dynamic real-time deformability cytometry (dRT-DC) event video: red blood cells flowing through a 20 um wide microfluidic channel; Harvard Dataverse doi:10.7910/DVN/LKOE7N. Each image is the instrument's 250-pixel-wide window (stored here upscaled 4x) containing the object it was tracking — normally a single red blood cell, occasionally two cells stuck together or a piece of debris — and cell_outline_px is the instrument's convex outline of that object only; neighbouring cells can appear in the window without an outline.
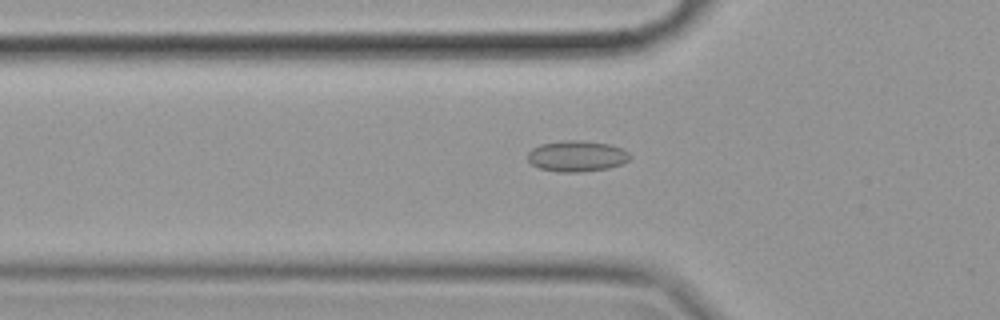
{"species": "common noctule bat (a hibernating species)", "species_latin": "Nyctalus noctula", "temperature_condition": "cold", "stored_images_in_passage": 57, "camera_frame_rate_fps": 3000, "um_per_image_px": 0.085, "animal": {"sex": "female", "body_mass_g": 19.9}, "frame": {"image": 1, "passage_image": 19, "time_ms": 6.0, "image_size_px": [1000, 320], "cell_outline_px": [[632, 156], [628, 160], [620, 164], [608, 168], [576, 172], [560, 172], [540, 168], [532, 164], [528, 160], [528, 152], [532, 148], [540, 144], [560, 140], [580, 140], [608, 144], [620, 148], [628, 152]], "centroid_in_image_um": [49.0, 13.26], "position_along_channel_um": 76.8, "area_um2": 18.32}}
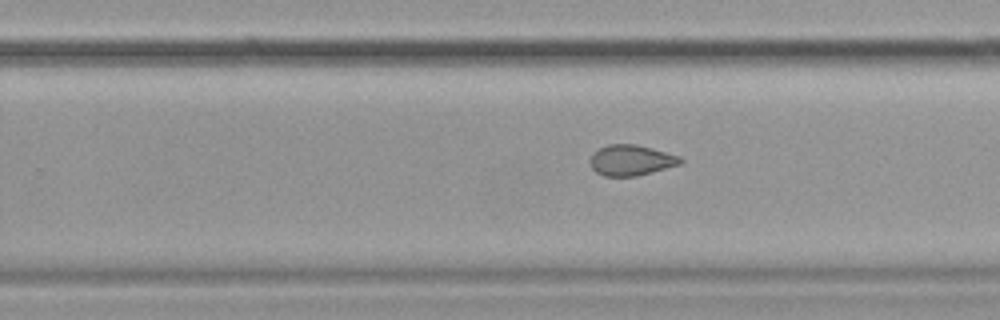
{"frame": {"image": 2, "passage_image": 36, "time_ms": 11.667, "image_size_px": [1000, 320], "cell_outline_px": [[684, 160], [680, 164], [652, 172], [636, 176], [604, 176], [596, 172], [592, 168], [588, 160], [592, 152], [608, 144], [636, 144], [652, 148], [680, 156]], "centroid_in_image_um": [53.61, 13.61], "position_along_channel_um": 276.2, "area_um2": 16.24}}
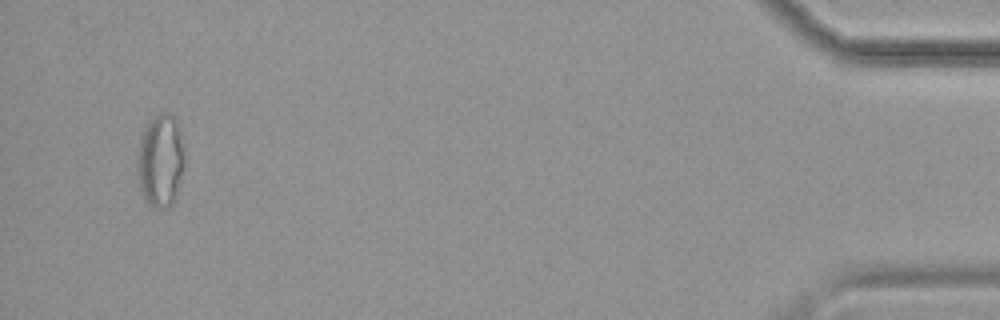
{"frame": {"image": 3, "passage_image": 55, "time_ms": 18.0, "image_size_px": [1000, 320], "cell_outline_px": [[184, 168], [176, 200], [168, 208], [156, 208], [148, 204], [140, 188], [136, 164], [136, 160], [140, 136], [144, 128], [152, 116], [160, 112], [168, 112], [176, 116], [180, 132], [184, 156]], "centroid_in_image_um": [13.65, 13.63], "position_along_channel_um": 421.6, "area_um2": 26.24}, "authors_computed_cell_mechanics": {"area_um2": 18.3226, "velocity_mm_per_s": 3.5211, "shape_relaxation_time_tau1_ms": null, "shape_relaxation_time_tau2_ms": 2.0667, "deformation_change_tau1": null, "deformation_change_tau2": 0.0732}}